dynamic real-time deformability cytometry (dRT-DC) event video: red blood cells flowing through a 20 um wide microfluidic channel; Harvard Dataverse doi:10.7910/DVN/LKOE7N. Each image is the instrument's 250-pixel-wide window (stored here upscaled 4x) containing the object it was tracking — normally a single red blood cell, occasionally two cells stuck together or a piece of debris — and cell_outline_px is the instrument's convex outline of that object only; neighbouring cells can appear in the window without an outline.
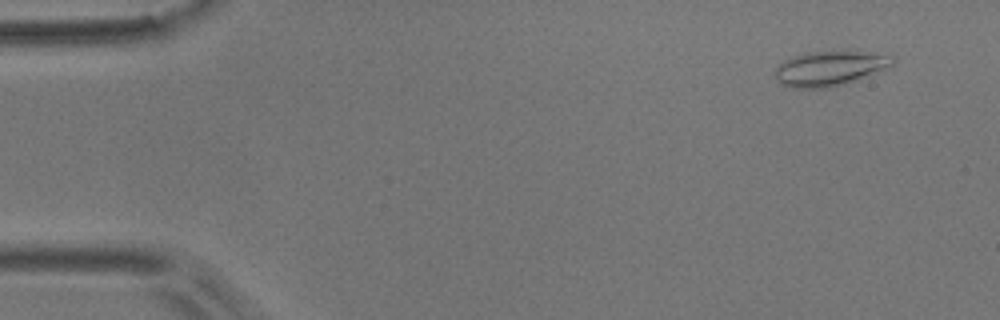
{"species": "common noctule bat (a hibernating species)", "species_latin": "Nyctalus noctula", "temperature_condition": "room temperature", "stored_images_in_passage": 54, "camera_frame_rate_fps": 3000, "um_per_image_px": 0.085, "animal": {"sex": "male", "body_mass_g": 17.9}, "frame": {"image": 1, "passage_image": 4, "time_ms": 1.0, "image_size_px": [1000, 320], "cell_outline_px": [[896, 60], [892, 64], [884, 68], [844, 84], [828, 88], [792, 88], [776, 80], [776, 68], [784, 60], [792, 56], [804, 52], [868, 52], [896, 56]], "centroid_in_image_um": [70.5, 5.81], "position_along_channel_um": 14.5, "area_um2": 23.41}}
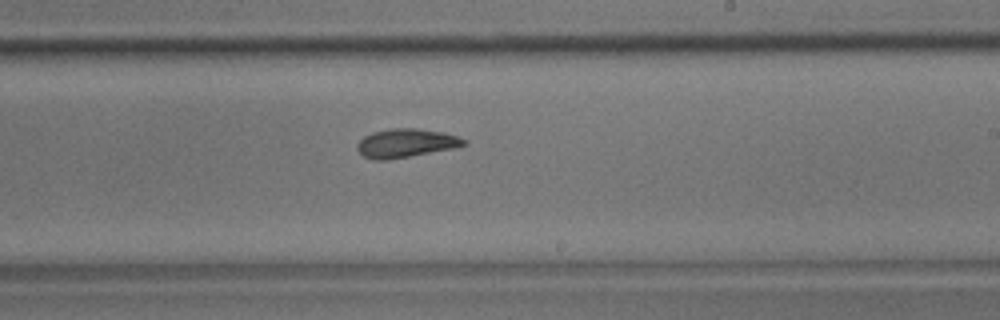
{"frame": {"image": 2, "passage_image": 32, "time_ms": 10.333, "image_size_px": [1000, 320], "cell_outline_px": [[468, 144], [452, 148], [388, 160], [372, 160], [364, 156], [356, 148], [356, 144], [364, 136], [372, 132], [388, 128], [416, 128], [444, 132], [468, 140]], "centroid_in_image_um": [34.48, 12.15], "position_along_channel_um": 254.5, "area_um2": 17.86}}
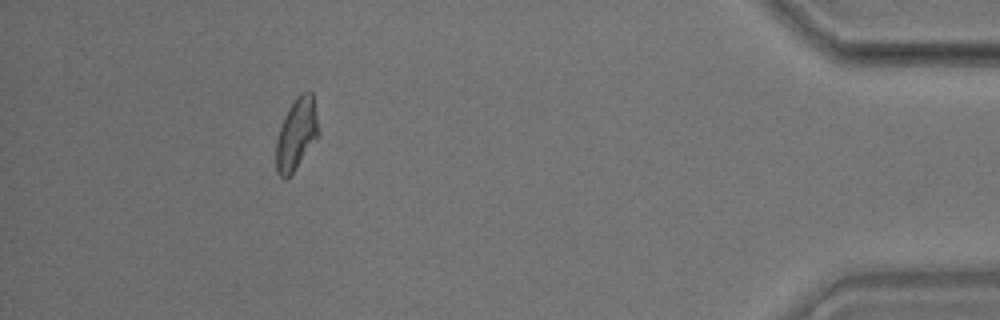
{"frame": {"image": 3, "passage_image": 49, "time_ms": 16.0, "image_size_px": [1000, 320], "cell_outline_px": [[320, 132], [296, 168], [284, 180], [276, 172], [276, 140], [284, 116], [292, 100], [300, 92], [312, 92]], "centroid_in_image_um": [25.18, 11.36], "position_along_channel_um": 410.0, "area_um2": 17.63}, "authors_computed_cell_mechanics": {"area_um2": 18.0047, "velocity_mm_per_s": 3.7268, "shape_relaxation_time_tau1_ms": 6.5133, "shape_relaxation_time_tau2_ms": 3.5707, "deformation_change_tau1": 0.1626, "deformation_change_tau2": 0.0998}}